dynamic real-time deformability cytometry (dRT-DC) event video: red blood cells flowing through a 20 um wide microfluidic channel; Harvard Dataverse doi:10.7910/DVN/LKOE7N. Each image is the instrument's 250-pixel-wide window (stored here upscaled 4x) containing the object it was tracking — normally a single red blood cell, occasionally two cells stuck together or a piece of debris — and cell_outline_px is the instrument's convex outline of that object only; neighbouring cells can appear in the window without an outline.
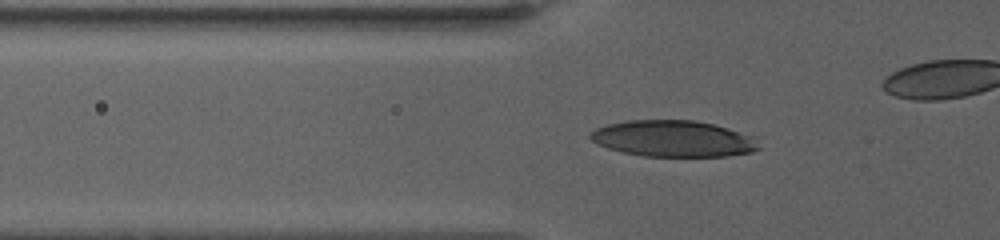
{"species": "human", "species_latin": "Homo sapiens", "temperature_condition": "warm", "stored_images_in_passage": 49, "camera_frame_rate_fps": 3000, "um_per_image_px": 0.085, "donor": {"sex": "female"}, "frame": {"image": 1, "passage_image": 19, "time_ms": 7.333, "image_size_px": [1000, 240], "cell_outline_px": [[760, 148], [752, 152], [728, 156], [644, 156], [624, 152], [608, 148], [596, 144], [588, 136], [596, 128], [608, 124], [628, 120], [692, 120], [712, 124], [728, 128], [756, 136]], "centroid_in_image_um": [57.26, 11.78], "position_along_channel_um": 68.5, "area_um2": 35.72}}
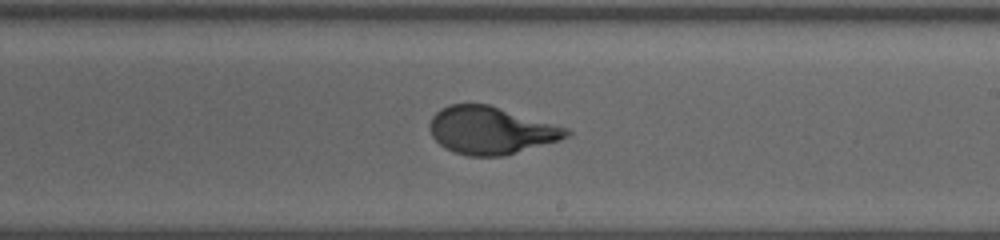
{"frame": {"image": 2, "passage_image": 34, "time_ms": 13.0, "image_size_px": [1000, 240], "cell_outline_px": [[572, 132], [568, 136], [560, 140], [504, 156], [468, 156], [452, 152], [444, 148], [432, 136], [432, 116], [440, 108], [448, 104], [488, 104], [568, 128]], "centroid_in_image_um": [41.74, 11.09], "position_along_channel_um": 247.3, "area_um2": 37.63}}
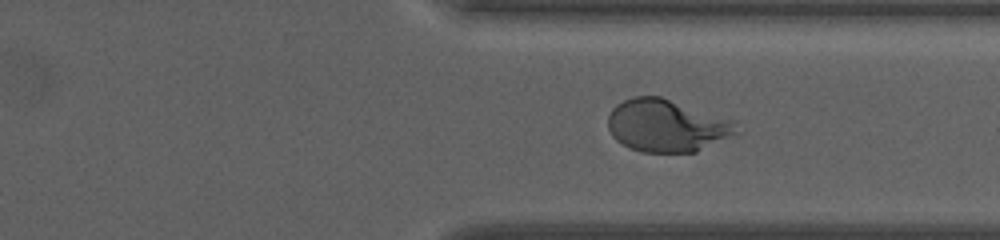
{"frame": {"image": 3, "passage_image": 44, "time_ms": 16.333, "image_size_px": [1000, 240], "cell_outline_px": [[736, 132], [696, 152], [644, 152], [628, 148], [616, 140], [612, 136], [608, 128], [608, 116], [612, 108], [616, 104], [632, 96], [660, 96], [732, 120]], "centroid_in_image_um": [56.57, 10.67], "position_along_channel_um": 354.8, "area_um2": 38.67}}